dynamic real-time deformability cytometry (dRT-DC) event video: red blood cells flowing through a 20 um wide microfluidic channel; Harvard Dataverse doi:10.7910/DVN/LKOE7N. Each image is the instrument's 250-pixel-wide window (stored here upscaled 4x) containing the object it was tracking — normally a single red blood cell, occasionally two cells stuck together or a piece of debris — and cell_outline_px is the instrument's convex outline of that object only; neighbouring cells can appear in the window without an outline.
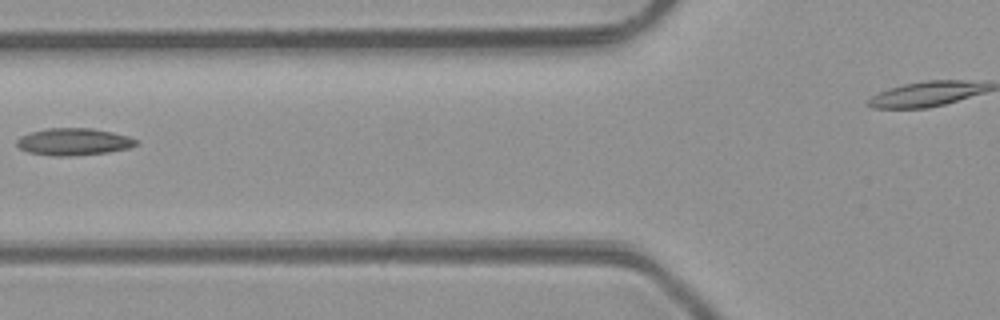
{"species": "common noctule bat (a hibernating species)", "species_latin": "Nyctalus noctula", "temperature_condition": "room temperature", "stored_images_in_passage": 6, "camera_frame_rate_fps": 3000, "um_per_image_px": 0.085, "animal": {"sex": "male", "body_mass_g": 23.1, "forearm_length_mm": 52.7}, "frame": {"image": 1, "passage_image": 6, "time_ms": 6.333, "image_size_px": [1000, 320], "cell_outline_px": [[136, 144], [128, 148], [108, 152], [76, 156], [52, 156], [28, 152], [20, 148], [16, 144], [16, 140], [20, 136], [32, 132], [48, 128], [92, 128], [112, 132], [128, 136], [136, 140]], "centroid_in_image_um": [6.23, 12.05], "position_along_channel_um": 119.6, "area_um2": 18.79}}